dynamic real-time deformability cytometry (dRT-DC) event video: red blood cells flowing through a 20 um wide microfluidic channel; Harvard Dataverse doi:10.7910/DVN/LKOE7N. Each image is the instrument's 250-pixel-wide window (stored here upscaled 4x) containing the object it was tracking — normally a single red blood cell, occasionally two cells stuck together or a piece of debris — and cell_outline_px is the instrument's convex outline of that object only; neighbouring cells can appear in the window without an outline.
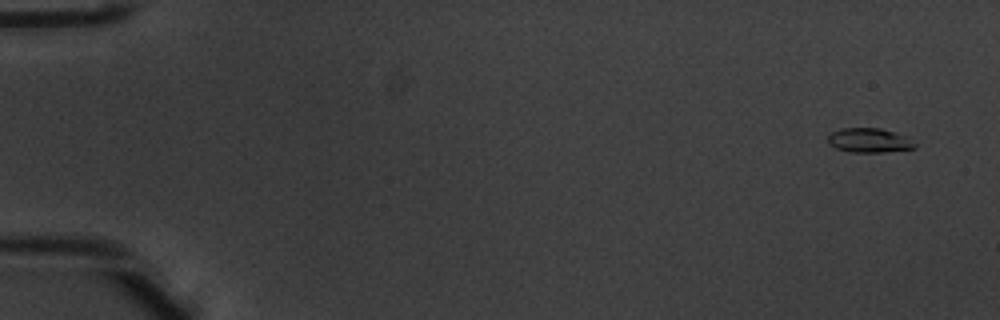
{"species": "common noctule bat (a hibernating species)", "species_latin": "Nyctalus noctula", "temperature_condition": "warm", "stored_images_in_passage": 5, "segment_of_instrument_passage": [2, 2], "camera_frame_rate_fps": 3000, "um_per_image_px": 0.085, "animal": {"sex": "male", "body_mass_g": 20.1, "forearm_length_mm": 53.5}, "frame": {"image": 1, "passage_image": 5, "time_ms": 1.333, "image_size_px": [1000, 320], "cell_outline_px": [[916, 148], [884, 152], [852, 152], [836, 148], [828, 140], [828, 136], [832, 132], [840, 128], [880, 128], [896, 132], [908, 136], [916, 144]], "centroid_in_image_um": [73.94, 11.92], "position_along_channel_um": 11.1, "area_um2": 12.37}}